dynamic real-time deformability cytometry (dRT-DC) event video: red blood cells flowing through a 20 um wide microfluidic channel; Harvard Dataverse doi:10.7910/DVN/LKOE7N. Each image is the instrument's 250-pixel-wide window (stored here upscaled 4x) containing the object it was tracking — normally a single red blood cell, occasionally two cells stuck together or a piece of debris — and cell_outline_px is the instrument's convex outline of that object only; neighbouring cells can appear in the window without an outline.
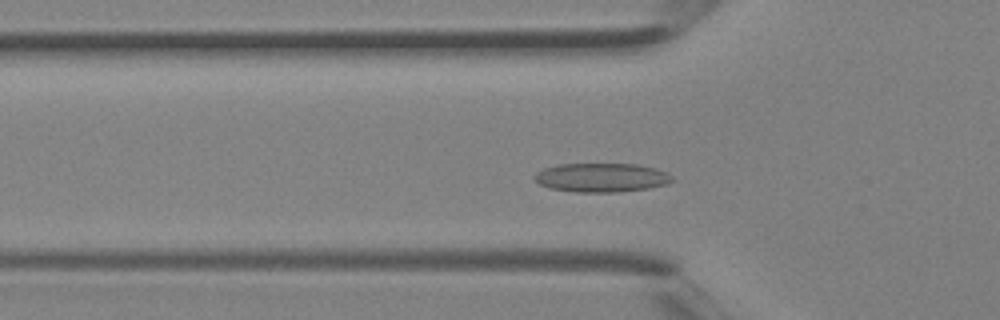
{"species": "Egyptian fruit bat (a non-hibernating species)", "species_latin": "Rousettus aegyptiacus", "temperature_condition": "room temperature", "stored_images_in_passage": 33, "camera_frame_rate_fps": 3000, "um_per_image_px": 0.085, "animal": {"sex": "female"}, "frame": {"image": 1, "passage_image": 6, "time_ms": 1.667, "image_size_px": [1000, 320], "cell_outline_px": [[672, 180], [668, 184], [648, 188], [616, 192], [576, 192], [548, 188], [540, 184], [532, 176], [536, 172], [544, 168], [560, 164], [640, 164], [656, 168], [668, 172], [672, 176]], "centroid_in_image_um": [51.13, 15.09], "position_along_channel_um": 74.7, "area_um2": 23.35}}
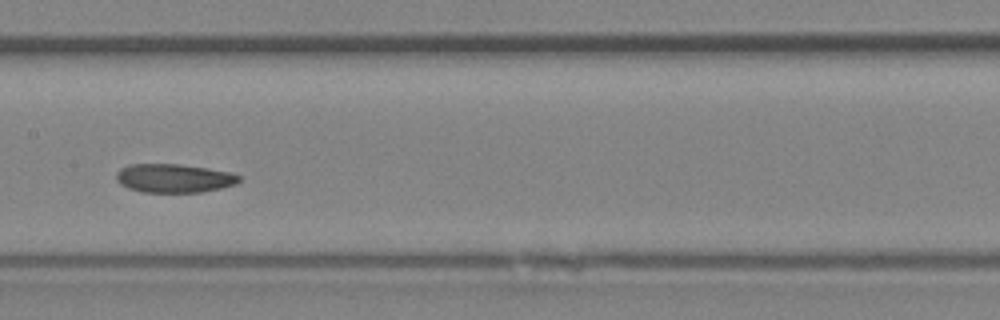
{"frame": {"image": 2, "passage_image": 13, "time_ms": 4.0, "image_size_px": [1000, 320], "cell_outline_px": [[240, 180], [236, 184], [220, 188], [200, 192], [144, 192], [128, 188], [120, 184], [116, 180], [116, 172], [120, 168], [128, 164], [180, 164], [208, 168], [228, 172], [240, 176]], "centroid_in_image_um": [14.75, 15.14], "position_along_channel_um": 192.7, "area_um2": 20.52}}
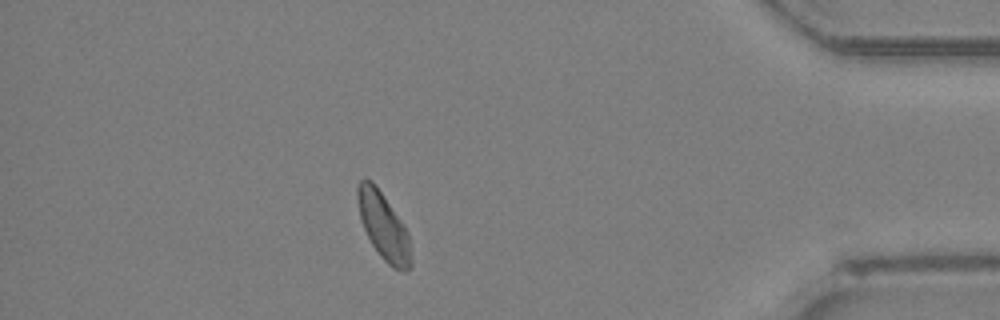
{"frame": {"image": 3, "passage_image": 28, "time_ms": 9.0, "image_size_px": [1000, 320], "cell_outline_px": [[412, 268], [404, 272], [392, 268], [380, 256], [372, 244], [364, 228], [360, 216], [356, 196], [356, 188], [360, 180], [364, 176], [372, 180], [376, 184], [404, 224], [408, 236], [412, 260]], "centroid_in_image_um": [32.6, 19.21], "position_along_channel_um": 402.6, "area_um2": 21.1}}